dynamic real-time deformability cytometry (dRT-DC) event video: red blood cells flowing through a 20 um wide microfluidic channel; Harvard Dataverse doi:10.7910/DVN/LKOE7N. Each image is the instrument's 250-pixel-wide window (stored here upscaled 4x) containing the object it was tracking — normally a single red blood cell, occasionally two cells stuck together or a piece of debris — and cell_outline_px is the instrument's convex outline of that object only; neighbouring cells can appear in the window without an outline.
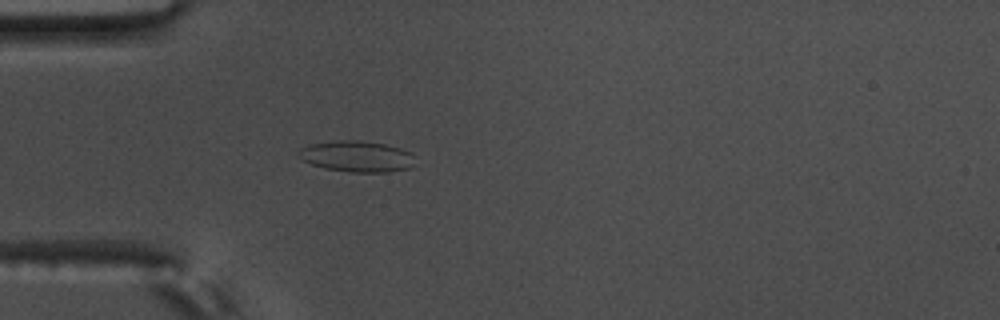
{"species": "common noctule bat (a hibernating species)", "species_latin": "Nyctalus noctula", "temperature_condition": "warm", "stored_images_in_passage": 41, "camera_frame_rate_fps": 3000, "um_per_image_px": 0.085, "animal": {"sex": "male", "body_mass_g": 17.5, "forearm_length_mm": 52.3}, "frame": {"image": 1, "passage_image": 1, "time_ms": 0.0, "image_size_px": [1000, 320], "cell_outline_px": [[412, 152], [408, 168], [388, 172], [348, 172], [324, 168], [312, 164], [296, 156], [296, 152], [300, 148], [312, 144], [340, 140], [360, 140], [384, 144], [400, 148]], "centroid_in_image_um": [30.25, 13.29], "position_along_channel_um": 54.8, "area_um2": 20.81}}
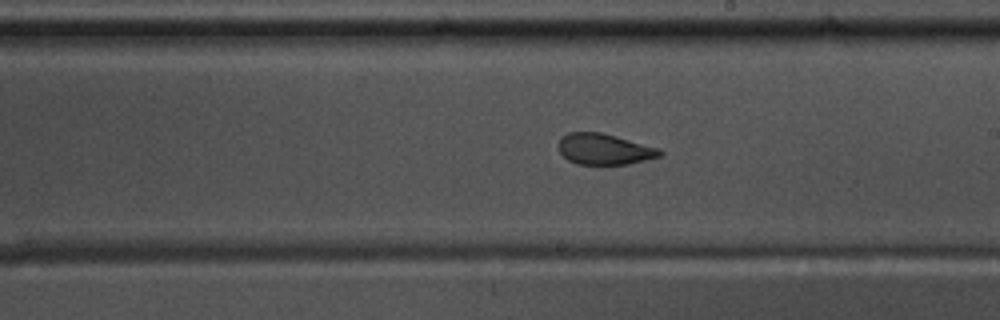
{"frame": {"image": 2, "passage_image": 17, "time_ms": 5.333, "image_size_px": [1000, 320], "cell_outline_px": [[664, 152], [660, 156], [628, 164], [576, 164], [568, 160], [560, 152], [560, 136], [568, 132], [600, 132], [616, 136], [660, 148]], "centroid_in_image_um": [51.37, 12.67], "position_along_channel_um": 237.6, "area_um2": 18.21}}
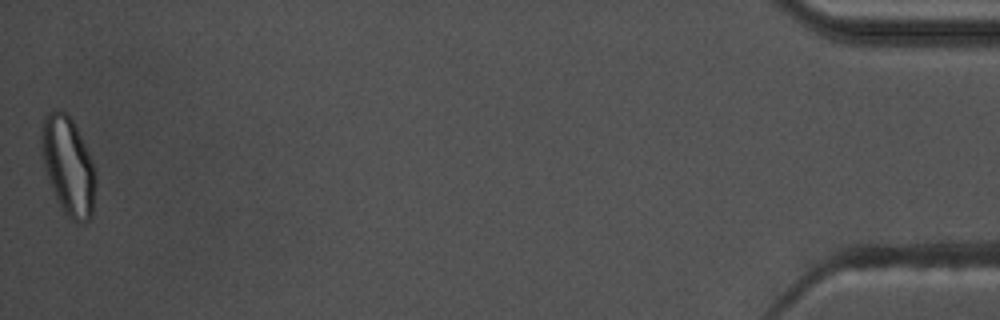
{"frame": {"image": 3, "passage_image": 41, "time_ms": 13.333, "image_size_px": [1000, 320], "cell_outline_px": [[96, 184], [92, 216], [88, 220], [76, 224], [64, 212], [52, 188], [44, 164], [40, 140], [40, 136], [44, 116], [52, 108], [56, 108], [64, 112], [72, 120], [84, 144], [96, 172]], "centroid_in_image_um": [5.8, 14.09], "position_along_channel_um": 429.4, "area_um2": 30.69}, "authors_computed_cell_mechanics": {"area_um2": 19.3052, "velocity_mm_per_s": 3.5871, "shape_relaxation_time_tau1_ms": null, "shape_relaxation_time_tau2_ms": 1.8676, "deformation_change_tau1": null, "deformation_change_tau2": 0.0684}}